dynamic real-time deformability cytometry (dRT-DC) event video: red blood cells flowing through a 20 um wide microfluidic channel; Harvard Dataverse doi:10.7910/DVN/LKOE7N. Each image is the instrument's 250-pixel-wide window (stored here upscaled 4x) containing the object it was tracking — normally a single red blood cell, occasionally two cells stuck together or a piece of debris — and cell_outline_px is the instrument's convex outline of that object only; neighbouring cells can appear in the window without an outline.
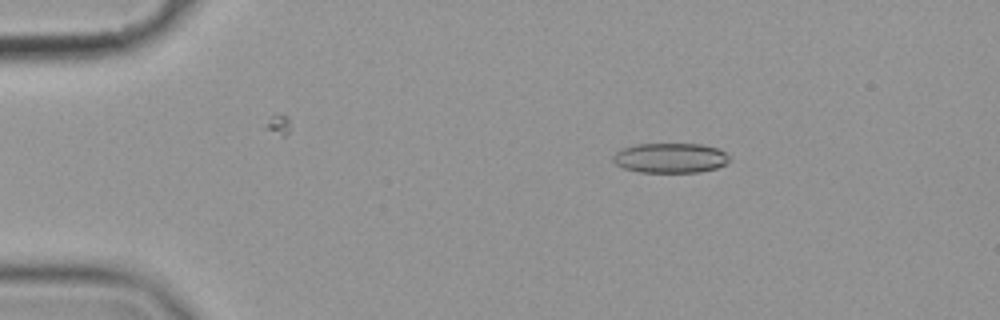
{"species": "common noctule bat (a hibernating species)", "species_latin": "Nyctalus noctula", "temperature_condition": "cold", "stored_images_in_passage": 55, "camera_frame_rate_fps": 3000, "um_per_image_px": 0.085, "animal": {"sex": "female", "body_mass_g": 19.9}, "frame": {"image": 1, "passage_image": 8, "time_ms": 2.333, "image_size_px": [1000, 320], "cell_outline_px": [[732, 156], [724, 164], [716, 168], [700, 172], [640, 172], [624, 168], [616, 164], [612, 160], [612, 156], [620, 148], [636, 144], [700, 144], [720, 148]], "centroid_in_image_um": [56.98, 13.41], "position_along_channel_um": 28.0, "area_um2": 20.46}}
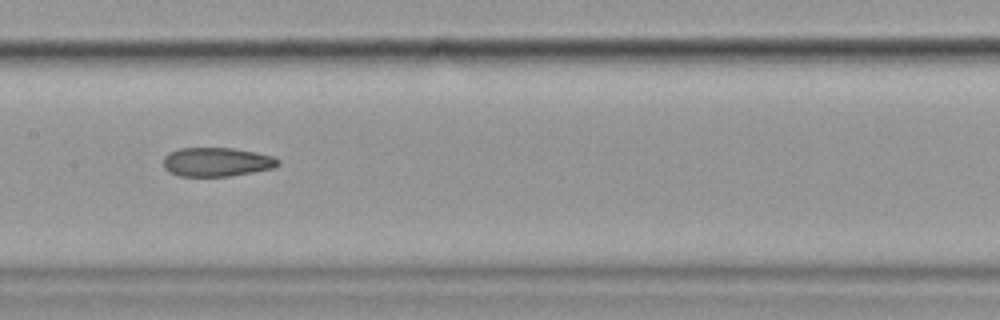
{"frame": {"image": 2, "passage_image": 27, "time_ms": 8.667, "image_size_px": [1000, 320], "cell_outline_px": [[280, 164], [272, 168], [232, 176], [180, 176], [168, 172], [164, 168], [164, 156], [168, 152], [180, 148], [236, 148], [256, 152], [272, 156], [280, 160]], "centroid_in_image_um": [18.41, 13.76], "position_along_channel_um": 189.0, "area_um2": 19.48}}
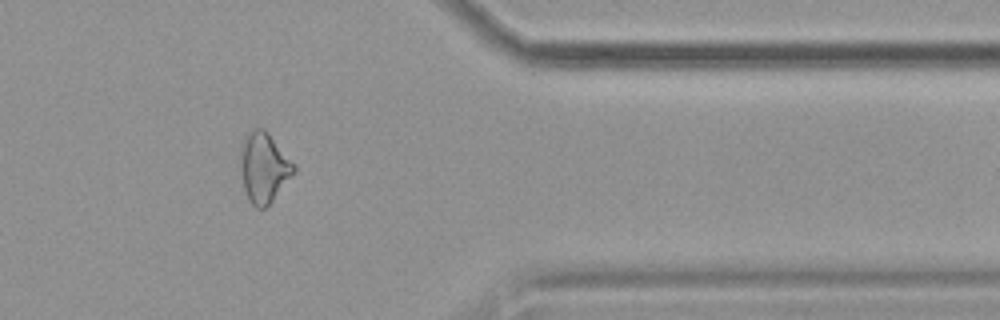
{"frame": {"image": 3, "passage_image": 45, "time_ms": 14.667, "image_size_px": [1000, 320], "cell_outline_px": [[296, 168], [272, 200], [264, 208], [256, 208], [252, 204], [244, 188], [240, 164], [240, 144], [248, 132], [256, 128], [264, 128], [296, 164]], "centroid_in_image_um": [22.41, 14.19], "position_along_channel_um": 389.0, "area_um2": 21.44}, "authors_computed_cell_mechanics": {"area_um2": 20.6346, "velocity_mm_per_s": 3.5786, "shape_relaxation_time_tau1_ms": null, "shape_relaxation_time_tau2_ms": 3.8006, "deformation_change_tau1": null, "deformation_change_tau2": 0.1184}}